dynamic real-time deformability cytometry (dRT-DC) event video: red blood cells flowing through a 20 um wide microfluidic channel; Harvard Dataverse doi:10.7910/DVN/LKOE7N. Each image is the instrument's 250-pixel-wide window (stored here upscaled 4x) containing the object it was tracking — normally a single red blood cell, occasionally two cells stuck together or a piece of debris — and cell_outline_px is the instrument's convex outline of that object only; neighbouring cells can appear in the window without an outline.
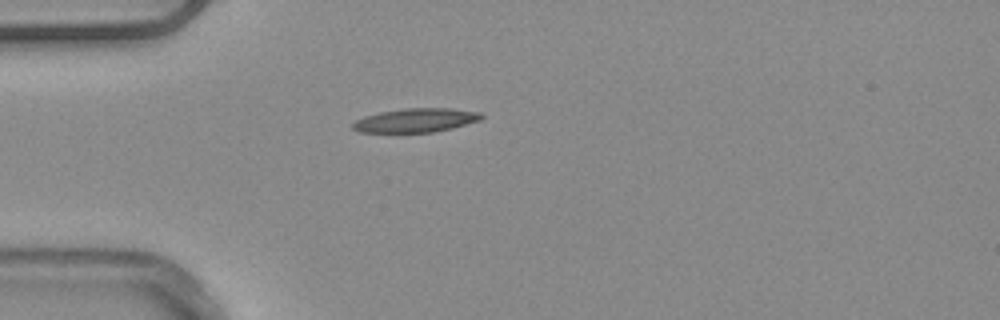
{"species": "common noctule bat (a hibernating species)", "species_latin": "Nyctalus noctula", "temperature_condition": "warm", "stored_images_in_passage": 38, "camera_frame_rate_fps": 3000, "um_per_image_px": 0.085, "animal": {"sex": "male", "body_mass_g": 20.4}, "frame": {"image": 1, "passage_image": 1, "time_ms": 0.0, "image_size_px": [1000, 320], "cell_outline_px": [[484, 116], [480, 120], [452, 128], [432, 132], [360, 132], [352, 128], [352, 124], [356, 120], [364, 116], [380, 112], [404, 108], [452, 108], [480, 112]], "centroid_in_image_um": [35.35, 10.21], "position_along_channel_um": 49.7, "area_um2": 17.86}}
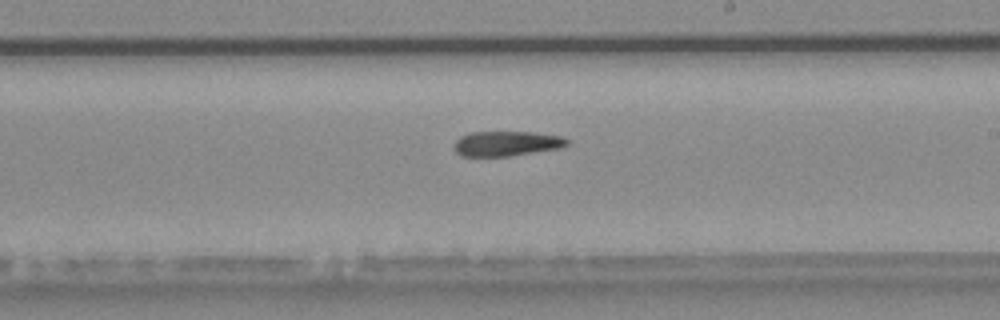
{"frame": {"image": 2, "passage_image": 17, "time_ms": 5.333, "image_size_px": [1000, 320], "cell_outline_px": [[568, 144], [560, 148], [508, 156], [460, 156], [452, 148], [456, 140], [460, 136], [472, 132], [532, 132], [560, 136], [568, 140]], "centroid_in_image_um": [43.0, 12.2], "position_along_channel_um": 246.0, "area_um2": 16.36}, "authors_computed_cell_mechanics": {"area_um2": 17.2244, "velocity_mm_per_s": 3.9114, "shape_relaxation_time_tau1_ms": 9.6259, "shape_relaxation_time_tau2_ms": null, "deformation_change_tau1": 0.2522, "deformation_change_tau2": null}}